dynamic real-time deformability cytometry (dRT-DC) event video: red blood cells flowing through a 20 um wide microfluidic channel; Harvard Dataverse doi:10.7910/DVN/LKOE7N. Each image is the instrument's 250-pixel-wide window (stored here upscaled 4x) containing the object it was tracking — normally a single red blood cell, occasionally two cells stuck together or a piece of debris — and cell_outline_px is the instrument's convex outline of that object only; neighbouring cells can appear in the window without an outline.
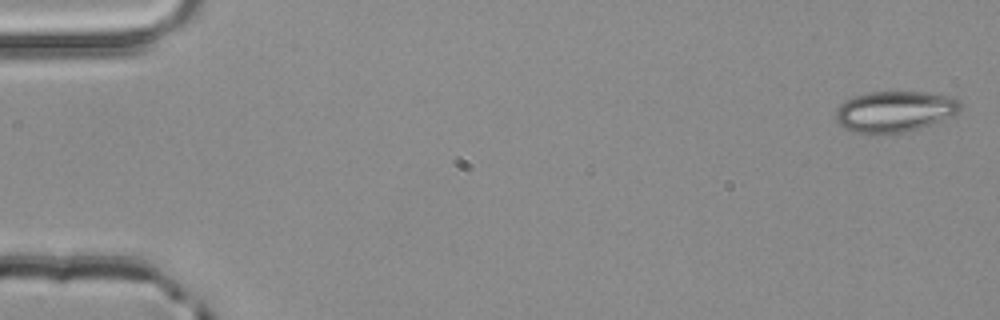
{"species": "common noctule bat (a hibernating species)", "species_latin": "Nyctalus noctula", "temperature_condition": "room temperature", "stored_images_in_passage": 4, "camera_frame_rate_fps": 3000, "um_per_image_px": 0.085, "animal": {"sex": "male", "body_mass_g": 20.4}, "frame": {"image": 1, "passage_image": 1, "time_ms": 0.0, "image_size_px": [1000, 320], "cell_outline_px": [[960, 108], [952, 116], [920, 128], [904, 132], [872, 136], [852, 132], [844, 128], [836, 120], [836, 108], [840, 104], [852, 96], [868, 92], [924, 92], [948, 96], [960, 100]], "centroid_in_image_um": [75.98, 9.5], "position_along_channel_um": 9.0, "area_um2": 30.11}}